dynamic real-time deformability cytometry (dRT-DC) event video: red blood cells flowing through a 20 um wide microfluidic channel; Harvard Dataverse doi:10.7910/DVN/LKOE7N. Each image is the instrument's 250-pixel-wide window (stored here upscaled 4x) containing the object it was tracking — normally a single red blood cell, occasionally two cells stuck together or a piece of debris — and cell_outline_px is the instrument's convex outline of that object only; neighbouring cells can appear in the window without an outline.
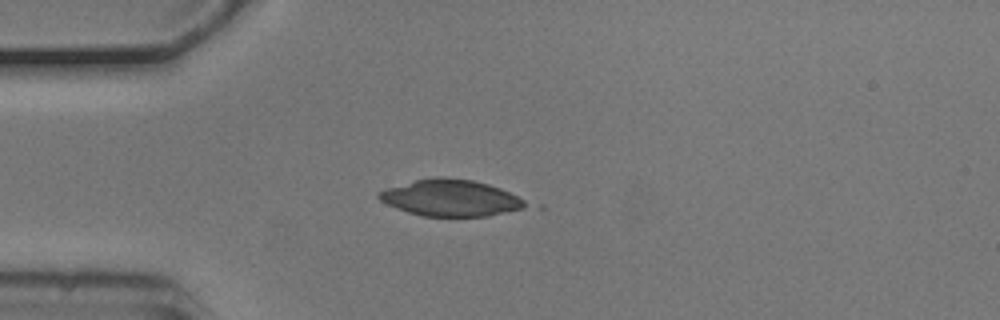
{"species": "common noctule bat (a hibernating species)", "species_latin": "Nyctalus noctula", "temperature_condition": "cold", "stored_images_in_passage": 14, "camera_frame_rate_fps": 3000, "um_per_image_px": 0.085, "animal": {"sex": "male", "body_mass_g": 20.5, "forearm_length_mm": 52.5}, "frame": {"image": 1, "passage_image": 1, "time_ms": 0.0, "image_size_px": [1000, 320], "cell_outline_px": [[532, 204], [524, 208], [488, 216], [424, 216], [408, 212], [396, 208], [380, 200], [376, 196], [376, 192], [388, 188], [416, 180], [436, 176], [444, 176], [472, 180], [488, 184], [500, 188]], "centroid_in_image_um": [38.31, 16.82], "position_along_channel_um": 46.7, "area_um2": 31.1}}
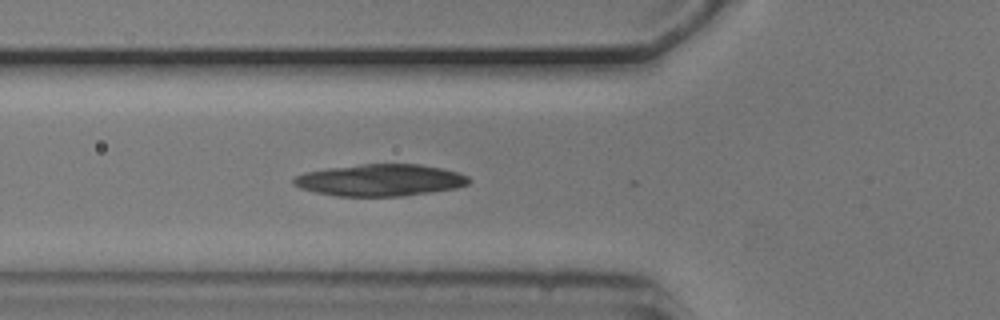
{"frame": {"image": 2, "passage_image": 6, "time_ms": 1.667, "image_size_px": [1000, 320], "cell_outline_px": [[472, 180], [468, 184], [456, 188], [432, 192], [404, 196], [336, 196], [316, 192], [300, 188], [292, 184], [292, 180], [296, 176], [304, 172], [328, 168], [364, 164], [420, 164], [440, 168], [456, 172], [468, 176]], "centroid_in_image_um": [32.31, 15.31], "position_along_channel_um": 93.5, "area_um2": 32.54}}
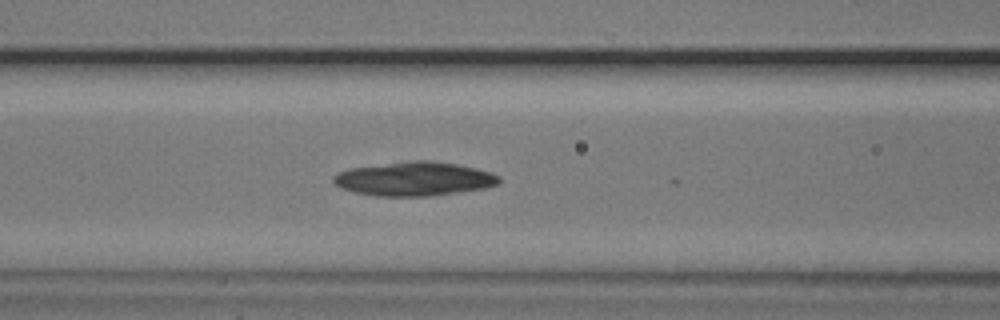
{"frame": {"image": 3, "passage_image": 9, "time_ms": 2.667, "image_size_px": [1000, 320], "cell_outline_px": [[500, 184], [484, 188], [428, 196], [376, 196], [356, 192], [332, 184], [332, 176], [348, 168], [408, 160], [428, 160], [456, 164], [476, 168], [492, 172], [500, 176]], "centroid_in_image_um": [35.2, 15.19], "position_along_channel_um": 131.4, "area_um2": 32.89}}